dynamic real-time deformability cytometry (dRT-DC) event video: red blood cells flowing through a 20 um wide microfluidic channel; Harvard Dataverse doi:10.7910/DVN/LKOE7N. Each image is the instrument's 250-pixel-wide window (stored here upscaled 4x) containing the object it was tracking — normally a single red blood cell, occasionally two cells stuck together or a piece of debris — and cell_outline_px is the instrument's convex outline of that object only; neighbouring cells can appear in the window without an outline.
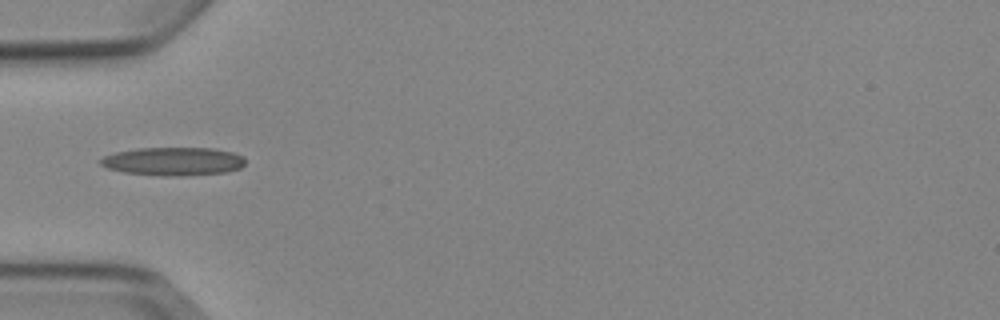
{"species": "Egyptian fruit bat (a non-hibernating species)", "species_latin": "Rousettus aegyptiacus", "temperature_condition": "cold", "stored_images_in_passage": 2, "camera_frame_rate_fps": 3000, "um_per_image_px": 0.085, "animal": {"sex": "female"}, "frame": {"image": 1, "passage_image": 1, "time_ms": 0.0, "image_size_px": [1000, 320], "cell_outline_px": [[244, 164], [240, 168], [228, 172], [188, 176], [160, 176], [124, 172], [108, 168], [100, 164], [100, 160], [104, 156], [116, 152], [136, 148], [212, 148], [232, 152], [244, 156]], "centroid_in_image_um": [14.75, 13.72], "position_along_channel_um": 70.2, "area_um2": 24.04}}
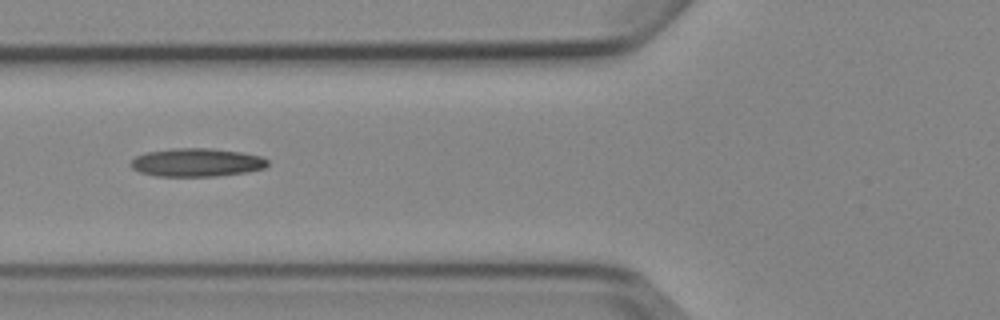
{"frame": {"image": 2, "passage_image": 2, "time_ms": 1.0, "image_size_px": [1000, 320], "cell_outline_px": [[268, 164], [264, 168], [244, 172], [216, 176], [156, 176], [140, 172], [132, 168], [128, 164], [136, 156], [144, 152], [172, 148], [212, 148], [240, 152], [260, 156], [268, 160]], "centroid_in_image_um": [16.67, 13.8], "position_along_channel_um": 109.1, "area_um2": 22.6}}